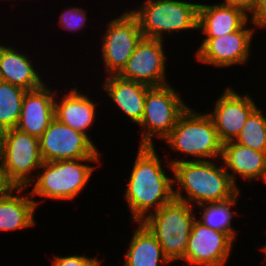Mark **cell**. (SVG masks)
Here are the masks:
<instances>
[{
  "label": "cell",
  "mask_w": 266,
  "mask_h": 266,
  "mask_svg": "<svg viewBox=\"0 0 266 266\" xmlns=\"http://www.w3.org/2000/svg\"><path fill=\"white\" fill-rule=\"evenodd\" d=\"M95 256L75 254L72 255L68 253V255H54L50 262L49 266H86Z\"/></svg>",
  "instance_id": "27"
},
{
  "label": "cell",
  "mask_w": 266,
  "mask_h": 266,
  "mask_svg": "<svg viewBox=\"0 0 266 266\" xmlns=\"http://www.w3.org/2000/svg\"><path fill=\"white\" fill-rule=\"evenodd\" d=\"M123 8L121 14L120 11L117 10L119 12L118 16L116 14L117 12H115L113 18L111 17V19L105 21V29H99V40L95 38L98 44L101 42V44L98 45L100 46V50H97V54H100L101 57L99 55L98 58L100 59H96L99 60V64L102 62L99 67L103 69H97L99 71L96 72L101 75L99 76L100 80L103 75V77L118 75L126 66L137 44L143 38L138 19L130 12L128 7ZM102 70L104 72H102Z\"/></svg>",
  "instance_id": "6"
},
{
  "label": "cell",
  "mask_w": 266,
  "mask_h": 266,
  "mask_svg": "<svg viewBox=\"0 0 266 266\" xmlns=\"http://www.w3.org/2000/svg\"><path fill=\"white\" fill-rule=\"evenodd\" d=\"M3 40L4 38L0 40V81L22 87L25 90H34L42 87L49 81L46 78L53 81L50 76L46 75L47 71L45 72L42 69L40 73L41 65L34 60V56H30V51L27 52L26 47L22 51L21 48L18 49L11 42H8V44L7 41L9 39ZM43 76L45 77L43 78Z\"/></svg>",
  "instance_id": "16"
},
{
  "label": "cell",
  "mask_w": 266,
  "mask_h": 266,
  "mask_svg": "<svg viewBox=\"0 0 266 266\" xmlns=\"http://www.w3.org/2000/svg\"><path fill=\"white\" fill-rule=\"evenodd\" d=\"M199 3L198 32L202 38H216L241 29L249 20L243 10L222 2ZM204 36V37H203Z\"/></svg>",
  "instance_id": "21"
},
{
  "label": "cell",
  "mask_w": 266,
  "mask_h": 266,
  "mask_svg": "<svg viewBox=\"0 0 266 266\" xmlns=\"http://www.w3.org/2000/svg\"><path fill=\"white\" fill-rule=\"evenodd\" d=\"M196 219L194 206L174 198L142 222L155 235L171 263L179 262L180 266Z\"/></svg>",
  "instance_id": "8"
},
{
  "label": "cell",
  "mask_w": 266,
  "mask_h": 266,
  "mask_svg": "<svg viewBox=\"0 0 266 266\" xmlns=\"http://www.w3.org/2000/svg\"><path fill=\"white\" fill-rule=\"evenodd\" d=\"M132 235L123 252L122 266H169L171 261L165 256L155 235L143 222H134Z\"/></svg>",
  "instance_id": "22"
},
{
  "label": "cell",
  "mask_w": 266,
  "mask_h": 266,
  "mask_svg": "<svg viewBox=\"0 0 266 266\" xmlns=\"http://www.w3.org/2000/svg\"><path fill=\"white\" fill-rule=\"evenodd\" d=\"M260 29L249 20L241 29L224 36L216 38H201L198 39L200 45L195 46V53L193 59L200 64L214 66V69H228L240 66L242 68L250 64L251 59L257 57L253 56L255 49L253 45ZM202 39V40H201ZM201 40V41H200ZM253 58H252V57ZM249 63V64H248Z\"/></svg>",
  "instance_id": "9"
},
{
  "label": "cell",
  "mask_w": 266,
  "mask_h": 266,
  "mask_svg": "<svg viewBox=\"0 0 266 266\" xmlns=\"http://www.w3.org/2000/svg\"><path fill=\"white\" fill-rule=\"evenodd\" d=\"M26 91L22 87L0 81V124L6 129L16 128Z\"/></svg>",
  "instance_id": "24"
},
{
  "label": "cell",
  "mask_w": 266,
  "mask_h": 266,
  "mask_svg": "<svg viewBox=\"0 0 266 266\" xmlns=\"http://www.w3.org/2000/svg\"><path fill=\"white\" fill-rule=\"evenodd\" d=\"M14 186L6 179L4 169L0 161V197L6 195Z\"/></svg>",
  "instance_id": "30"
},
{
  "label": "cell",
  "mask_w": 266,
  "mask_h": 266,
  "mask_svg": "<svg viewBox=\"0 0 266 266\" xmlns=\"http://www.w3.org/2000/svg\"><path fill=\"white\" fill-rule=\"evenodd\" d=\"M166 43L161 39L143 37L118 75L126 80L149 86H163L171 83L167 73L170 57H168L169 51L166 49L169 48H166Z\"/></svg>",
  "instance_id": "12"
},
{
  "label": "cell",
  "mask_w": 266,
  "mask_h": 266,
  "mask_svg": "<svg viewBox=\"0 0 266 266\" xmlns=\"http://www.w3.org/2000/svg\"><path fill=\"white\" fill-rule=\"evenodd\" d=\"M136 150L121 193L132 223L144 221L174 199L173 165L165 155H159L156 146H139Z\"/></svg>",
  "instance_id": "1"
},
{
  "label": "cell",
  "mask_w": 266,
  "mask_h": 266,
  "mask_svg": "<svg viewBox=\"0 0 266 266\" xmlns=\"http://www.w3.org/2000/svg\"><path fill=\"white\" fill-rule=\"evenodd\" d=\"M71 83L73 84H71L72 87L69 86L70 88L57 89L55 96V118L59 122L86 134L95 143L90 130L92 131L95 123L97 124L96 119L100 115L97 107L102 104L97 105L100 102L90 96L91 92L87 87H85L86 90L83 92L84 88H79L77 85L80 84H76L78 82H72L71 80ZM63 89L65 93L62 91Z\"/></svg>",
  "instance_id": "15"
},
{
  "label": "cell",
  "mask_w": 266,
  "mask_h": 266,
  "mask_svg": "<svg viewBox=\"0 0 266 266\" xmlns=\"http://www.w3.org/2000/svg\"><path fill=\"white\" fill-rule=\"evenodd\" d=\"M221 2L225 5L241 9L250 16L255 9L257 0H222Z\"/></svg>",
  "instance_id": "29"
},
{
  "label": "cell",
  "mask_w": 266,
  "mask_h": 266,
  "mask_svg": "<svg viewBox=\"0 0 266 266\" xmlns=\"http://www.w3.org/2000/svg\"><path fill=\"white\" fill-rule=\"evenodd\" d=\"M261 253L263 254L262 257H264V259L262 260L263 262L265 261L266 262V244L262 245V247H259Z\"/></svg>",
  "instance_id": "33"
},
{
  "label": "cell",
  "mask_w": 266,
  "mask_h": 266,
  "mask_svg": "<svg viewBox=\"0 0 266 266\" xmlns=\"http://www.w3.org/2000/svg\"><path fill=\"white\" fill-rule=\"evenodd\" d=\"M44 162L103 157L98 144L86 134L59 122L56 118L39 137Z\"/></svg>",
  "instance_id": "11"
},
{
  "label": "cell",
  "mask_w": 266,
  "mask_h": 266,
  "mask_svg": "<svg viewBox=\"0 0 266 266\" xmlns=\"http://www.w3.org/2000/svg\"><path fill=\"white\" fill-rule=\"evenodd\" d=\"M101 161L103 157L43 162L36 177L26 187L37 209L47 199L67 203L83 195L95 170L101 168Z\"/></svg>",
  "instance_id": "3"
},
{
  "label": "cell",
  "mask_w": 266,
  "mask_h": 266,
  "mask_svg": "<svg viewBox=\"0 0 266 266\" xmlns=\"http://www.w3.org/2000/svg\"><path fill=\"white\" fill-rule=\"evenodd\" d=\"M103 261L96 256L86 266H103Z\"/></svg>",
  "instance_id": "32"
},
{
  "label": "cell",
  "mask_w": 266,
  "mask_h": 266,
  "mask_svg": "<svg viewBox=\"0 0 266 266\" xmlns=\"http://www.w3.org/2000/svg\"><path fill=\"white\" fill-rule=\"evenodd\" d=\"M7 130L8 129H6L2 124H0V152L6 139Z\"/></svg>",
  "instance_id": "31"
},
{
  "label": "cell",
  "mask_w": 266,
  "mask_h": 266,
  "mask_svg": "<svg viewBox=\"0 0 266 266\" xmlns=\"http://www.w3.org/2000/svg\"><path fill=\"white\" fill-rule=\"evenodd\" d=\"M239 191L233 198L224 202L204 203L195 207L197 220L203 225L210 227L216 231L227 233L235 242L240 238L238 228L234 227L233 218H239V216H246L243 213L235 211V206L239 203V198L242 195ZM234 209V210H233ZM198 211V212H197ZM200 214V215H199ZM199 215V216H198ZM237 238V239H236Z\"/></svg>",
  "instance_id": "23"
},
{
  "label": "cell",
  "mask_w": 266,
  "mask_h": 266,
  "mask_svg": "<svg viewBox=\"0 0 266 266\" xmlns=\"http://www.w3.org/2000/svg\"><path fill=\"white\" fill-rule=\"evenodd\" d=\"M220 93L214 103H211L213 108L210 107L206 112L214 122L220 141L225 143L236 139L249 115L259 105H257L253 93L238 92L229 85L221 89Z\"/></svg>",
  "instance_id": "13"
},
{
  "label": "cell",
  "mask_w": 266,
  "mask_h": 266,
  "mask_svg": "<svg viewBox=\"0 0 266 266\" xmlns=\"http://www.w3.org/2000/svg\"><path fill=\"white\" fill-rule=\"evenodd\" d=\"M71 5V7L68 5V7L61 9L62 11L58 14V26L63 30L70 33H79L82 30L86 31V28L89 26V22H91V19L88 20V9L86 7H80L79 5L75 6ZM88 24V25H87Z\"/></svg>",
  "instance_id": "26"
},
{
  "label": "cell",
  "mask_w": 266,
  "mask_h": 266,
  "mask_svg": "<svg viewBox=\"0 0 266 266\" xmlns=\"http://www.w3.org/2000/svg\"><path fill=\"white\" fill-rule=\"evenodd\" d=\"M196 1V2H193ZM143 0L129 7L130 12L138 19L144 38L171 39L179 34L198 31L197 0ZM175 34V35H174ZM167 37H166V36ZM173 35V36H172ZM166 37V38H165Z\"/></svg>",
  "instance_id": "5"
},
{
  "label": "cell",
  "mask_w": 266,
  "mask_h": 266,
  "mask_svg": "<svg viewBox=\"0 0 266 266\" xmlns=\"http://www.w3.org/2000/svg\"><path fill=\"white\" fill-rule=\"evenodd\" d=\"M38 209L26 187H13L0 197V233L26 231L37 226Z\"/></svg>",
  "instance_id": "20"
},
{
  "label": "cell",
  "mask_w": 266,
  "mask_h": 266,
  "mask_svg": "<svg viewBox=\"0 0 266 266\" xmlns=\"http://www.w3.org/2000/svg\"><path fill=\"white\" fill-rule=\"evenodd\" d=\"M198 110L188 106L170 135L162 142L168 149L166 151L163 148L162 155L165 154L172 165L183 161H208L222 157L223 143L211 116L206 111Z\"/></svg>",
  "instance_id": "4"
},
{
  "label": "cell",
  "mask_w": 266,
  "mask_h": 266,
  "mask_svg": "<svg viewBox=\"0 0 266 266\" xmlns=\"http://www.w3.org/2000/svg\"><path fill=\"white\" fill-rule=\"evenodd\" d=\"M250 20L259 28H266V0H257Z\"/></svg>",
  "instance_id": "28"
},
{
  "label": "cell",
  "mask_w": 266,
  "mask_h": 266,
  "mask_svg": "<svg viewBox=\"0 0 266 266\" xmlns=\"http://www.w3.org/2000/svg\"><path fill=\"white\" fill-rule=\"evenodd\" d=\"M235 245L227 233L207 227L196 219L180 262L184 261L187 266H227Z\"/></svg>",
  "instance_id": "14"
},
{
  "label": "cell",
  "mask_w": 266,
  "mask_h": 266,
  "mask_svg": "<svg viewBox=\"0 0 266 266\" xmlns=\"http://www.w3.org/2000/svg\"><path fill=\"white\" fill-rule=\"evenodd\" d=\"M56 89L48 81L40 88L26 91L16 126L18 130L37 138L45 132L55 118Z\"/></svg>",
  "instance_id": "19"
},
{
  "label": "cell",
  "mask_w": 266,
  "mask_h": 266,
  "mask_svg": "<svg viewBox=\"0 0 266 266\" xmlns=\"http://www.w3.org/2000/svg\"><path fill=\"white\" fill-rule=\"evenodd\" d=\"M174 198L191 206L224 202L240 190L220 159L183 161L173 165Z\"/></svg>",
  "instance_id": "2"
},
{
  "label": "cell",
  "mask_w": 266,
  "mask_h": 266,
  "mask_svg": "<svg viewBox=\"0 0 266 266\" xmlns=\"http://www.w3.org/2000/svg\"><path fill=\"white\" fill-rule=\"evenodd\" d=\"M261 108V109H260ZM258 106L248 117L235 142L266 153V112Z\"/></svg>",
  "instance_id": "25"
},
{
  "label": "cell",
  "mask_w": 266,
  "mask_h": 266,
  "mask_svg": "<svg viewBox=\"0 0 266 266\" xmlns=\"http://www.w3.org/2000/svg\"><path fill=\"white\" fill-rule=\"evenodd\" d=\"M172 83L163 86H151L146 93L144 114L139 130L137 146L157 147L156 142H163L175 127L180 115L188 108V100L182 98ZM181 93V94H180ZM157 139V140H156Z\"/></svg>",
  "instance_id": "7"
},
{
  "label": "cell",
  "mask_w": 266,
  "mask_h": 266,
  "mask_svg": "<svg viewBox=\"0 0 266 266\" xmlns=\"http://www.w3.org/2000/svg\"><path fill=\"white\" fill-rule=\"evenodd\" d=\"M6 179L14 187H27L43 164L39 138L17 128L8 129L0 152Z\"/></svg>",
  "instance_id": "10"
},
{
  "label": "cell",
  "mask_w": 266,
  "mask_h": 266,
  "mask_svg": "<svg viewBox=\"0 0 266 266\" xmlns=\"http://www.w3.org/2000/svg\"><path fill=\"white\" fill-rule=\"evenodd\" d=\"M97 92L101 90L105 94L104 99L109 97L107 101L109 104L114 105L113 109L117 110L119 114L124 117L126 116V121L129 123H134V125H139L143 114L144 105L146 99L147 90L151 87L141 82L126 80L121 78L119 75H108L102 77ZM103 90V91H102ZM113 103V104H112ZM116 108V109H115Z\"/></svg>",
  "instance_id": "17"
},
{
  "label": "cell",
  "mask_w": 266,
  "mask_h": 266,
  "mask_svg": "<svg viewBox=\"0 0 266 266\" xmlns=\"http://www.w3.org/2000/svg\"><path fill=\"white\" fill-rule=\"evenodd\" d=\"M221 160L232 183L240 191L244 190L240 187L242 183L239 181L242 180L249 185L258 181L266 185L265 152L253 150L232 140L223 143Z\"/></svg>",
  "instance_id": "18"
},
{
  "label": "cell",
  "mask_w": 266,
  "mask_h": 266,
  "mask_svg": "<svg viewBox=\"0 0 266 266\" xmlns=\"http://www.w3.org/2000/svg\"><path fill=\"white\" fill-rule=\"evenodd\" d=\"M265 29V30H264ZM261 31L263 30V31H266V28H263V29H260ZM266 67V66H265ZM262 74H264V77L266 78V74L265 73H262Z\"/></svg>",
  "instance_id": "34"
}]
</instances>
